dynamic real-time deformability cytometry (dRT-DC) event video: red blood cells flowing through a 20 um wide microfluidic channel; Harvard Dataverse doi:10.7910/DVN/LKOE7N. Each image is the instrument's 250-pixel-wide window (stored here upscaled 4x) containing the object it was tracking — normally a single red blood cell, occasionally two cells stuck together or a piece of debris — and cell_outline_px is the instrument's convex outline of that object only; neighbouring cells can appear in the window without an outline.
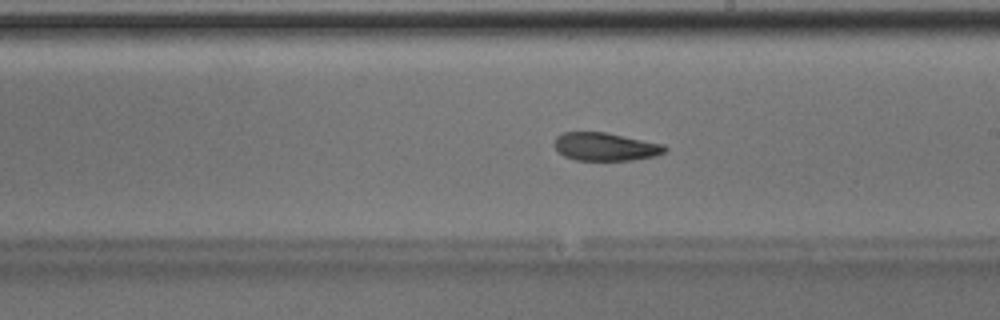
{"species": "Egyptian fruit bat (a non-hibernating species)", "species_latin": "Rousettus aegyptiacus", "temperature_condition": "room temperature", "stored_images_in_passage": 49, "camera_frame_rate_fps": 3000, "um_per_image_px": 0.085, "animal": {"sex": "male"}, "frame": {"image": 1, "passage_image": 28, "time_ms": 9.0, "image_size_px": [1000, 320], "cell_outline_px": [[668, 148], [664, 152], [656, 156], [632, 160], [576, 160], [564, 156], [552, 144], [556, 136], [564, 132], [604, 132], [664, 144]], "centroid_in_image_um": [51.45, 12.47], "position_along_channel_um": 237.6, "area_um2": 18.09}}
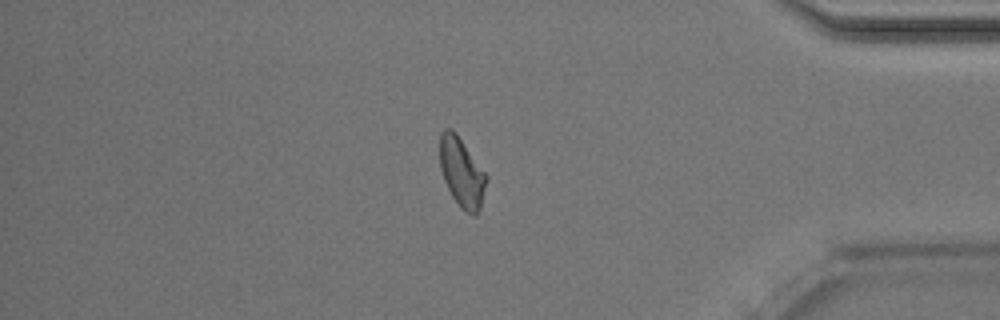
{"frame": {"image": 2, "passage_image": 42, "time_ms": 13.667, "image_size_px": [1000, 320], "cell_outline_px": [[488, 180], [480, 208], [476, 216], [472, 216], [460, 208], [452, 196], [444, 180], [440, 168], [440, 132], [444, 128], [452, 128], [456, 132], [488, 176]], "centroid_in_image_um": [39.26, 14.66], "position_along_channel_um": 395.9, "area_um2": 19.02}, "authors_computed_cell_mechanics": {"area_um2": 18.9584, "velocity_mm_per_s": 4.0131, "shape_relaxation_time_tau1_ms": null, "shape_relaxation_time_tau2_ms": 4.5125, "deformation_change_tau1": null, "deformation_change_tau2": 0.1056}}